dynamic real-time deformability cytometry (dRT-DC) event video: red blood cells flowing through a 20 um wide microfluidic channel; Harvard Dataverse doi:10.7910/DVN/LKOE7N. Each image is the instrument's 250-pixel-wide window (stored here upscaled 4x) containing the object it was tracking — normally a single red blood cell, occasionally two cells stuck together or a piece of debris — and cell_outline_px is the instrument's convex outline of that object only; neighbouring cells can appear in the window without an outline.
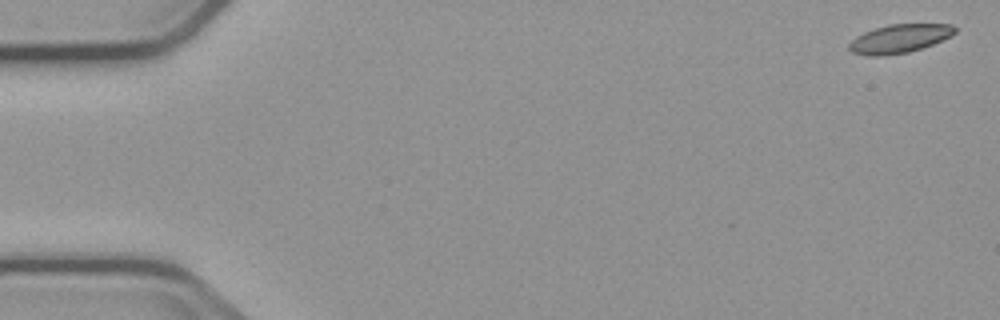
{"species": "common noctule bat (a hibernating species)", "species_latin": "Nyctalus noctula", "temperature_condition": "cold", "stored_images_in_passage": 10, "camera_frame_rate_fps": 3000, "um_per_image_px": 0.085, "animal": {"sex": "male", "body_mass_g": 23.1, "forearm_length_mm": 52.7}, "frame": {"image": 1, "passage_image": 1, "time_ms": 0.0, "image_size_px": [1000, 320], "cell_outline_px": [[956, 32], [952, 36], [932, 44], [908, 52], [884, 56], [868, 56], [852, 52], [848, 48], [848, 44], [856, 36], [864, 32], [888, 24], [952, 24], [956, 28]], "centroid_in_image_um": [76.45, 3.28], "position_along_channel_um": 8.6, "area_um2": 17.63}}
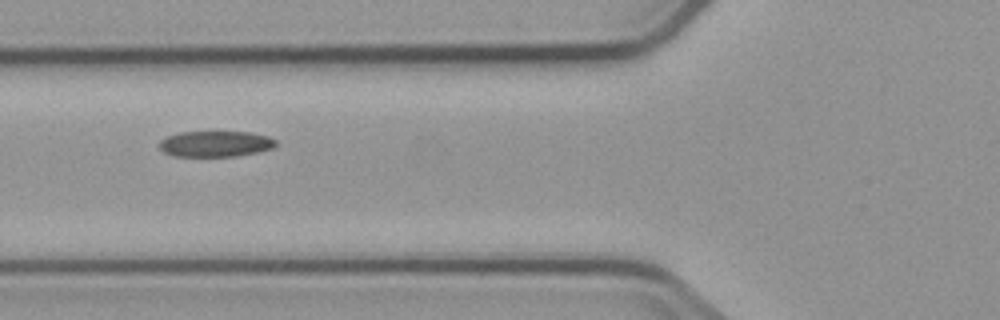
{"frame": {"image": 2, "passage_image": 6, "time_ms": 6.667, "image_size_px": [1000, 320], "cell_outline_px": [[276, 144], [272, 148], [256, 152], [236, 156], [176, 156], [164, 152], [160, 148], [160, 140], [168, 136], [180, 132], [216, 128], [252, 132], [268, 136], [276, 140]], "centroid_in_image_um": [18.33, 12.16], "position_along_channel_um": 107.5, "area_um2": 18.44}}
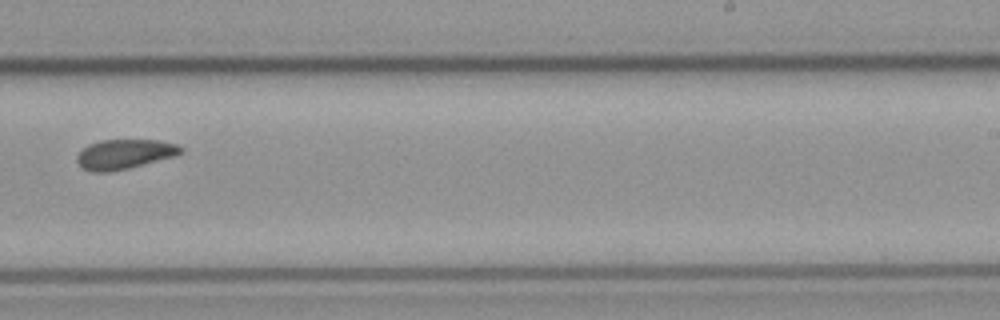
{"frame": {"image": 3, "passage_image": 10, "time_ms": 11.333, "image_size_px": [1000, 320], "cell_outline_px": [[184, 152], [176, 156], [112, 172], [92, 172], [84, 168], [76, 160], [76, 156], [88, 144], [100, 140], [160, 140], [176, 144], [184, 148]], "centroid_in_image_um": [10.61, 13.1], "position_along_channel_um": 278.4, "area_um2": 18.03}}